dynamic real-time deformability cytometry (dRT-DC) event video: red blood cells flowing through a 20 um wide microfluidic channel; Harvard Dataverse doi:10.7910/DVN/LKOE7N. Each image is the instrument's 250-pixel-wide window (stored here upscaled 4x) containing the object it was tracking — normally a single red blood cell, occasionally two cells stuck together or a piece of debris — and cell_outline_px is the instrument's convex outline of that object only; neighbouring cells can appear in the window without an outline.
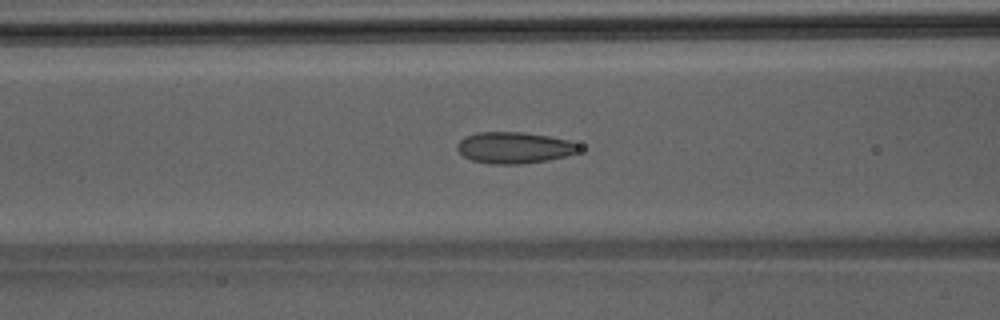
{"species": "Egyptian fruit bat (a non-hibernating species)", "species_latin": "Rousettus aegyptiacus", "temperature_condition": "room temperature", "stored_images_in_passage": 45, "camera_frame_rate_fps": 3000, "um_per_image_px": 0.085, "animal": {"sex": "male"}, "frame": {"image": 1, "passage_image": 16, "time_ms": 5.0, "image_size_px": [1000, 320], "cell_outline_px": [[580, 148], [576, 152], [564, 156], [548, 160], [520, 164], [492, 164], [472, 160], [464, 156], [456, 148], [456, 144], [464, 136], [476, 132], [524, 132], [548, 136], [568, 140], [580, 144]], "centroid_in_image_um": [43.68, 12.54], "position_along_channel_um": 122.9, "area_um2": 22.25}}
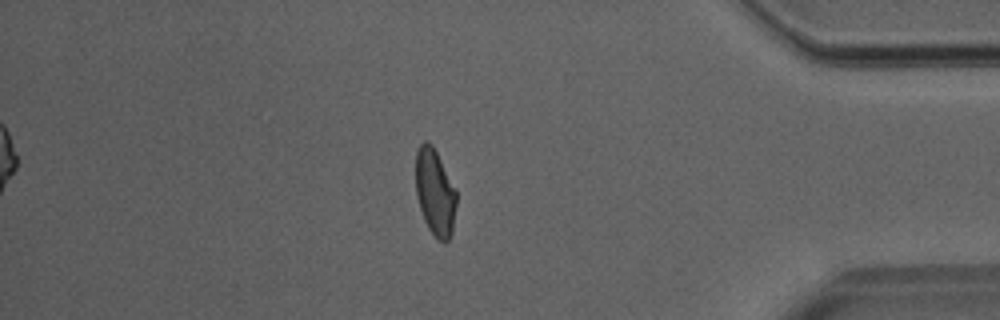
{"frame": {"image": 2, "passage_image": 38, "time_ms": 12.333, "image_size_px": [1000, 320], "cell_outline_px": [[456, 204], [452, 232], [448, 240], [444, 244], [436, 240], [428, 228], [424, 220], [416, 196], [416, 152], [420, 144], [424, 140], [428, 140], [432, 144], [456, 192]], "centroid_in_image_um": [36.95, 16.39], "position_along_channel_um": 398.2, "area_um2": 20.46}}
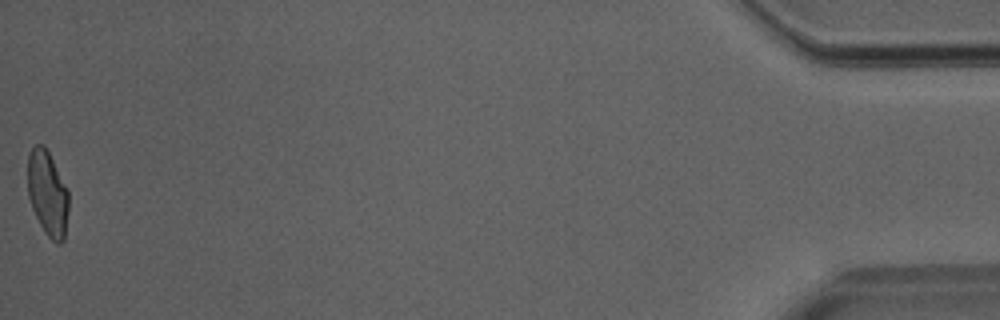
{"frame": {"image": 3, "passage_image": 45, "time_ms": 14.667, "image_size_px": [1000, 320], "cell_outline_px": [[68, 212], [64, 240], [60, 244], [56, 244], [44, 232], [32, 208], [28, 196], [28, 156], [32, 148], [36, 144], [44, 144], [68, 192]], "centroid_in_image_um": [4.04, 16.47], "position_along_channel_um": 431.2, "area_um2": 20.06}}